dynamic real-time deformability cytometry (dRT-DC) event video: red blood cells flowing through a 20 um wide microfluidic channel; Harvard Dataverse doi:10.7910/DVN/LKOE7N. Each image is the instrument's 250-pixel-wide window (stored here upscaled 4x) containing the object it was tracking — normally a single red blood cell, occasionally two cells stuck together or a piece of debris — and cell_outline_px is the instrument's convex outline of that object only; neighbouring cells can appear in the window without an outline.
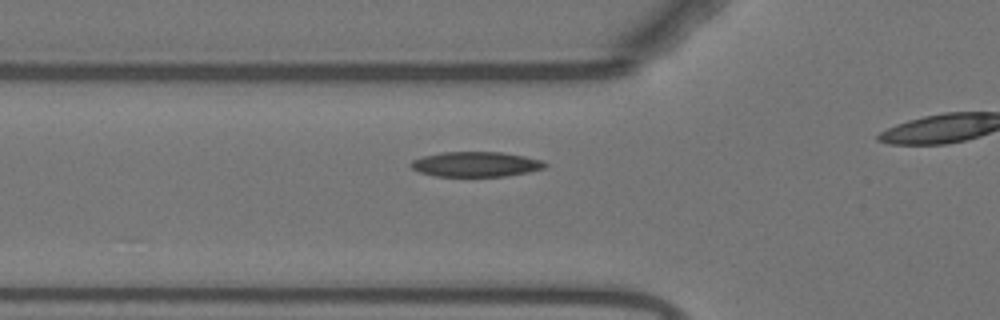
{"species": "Egyptian fruit bat (a non-hibernating species)", "species_latin": "Rousettus aegyptiacus", "temperature_condition": "warm", "stored_images_in_passage": 14, "camera_frame_rate_fps": 3000, "um_per_image_px": 0.085, "animal": {"sex": "female"}, "frame": {"image": 1, "passage_image": 2, "time_ms": 0.333, "image_size_px": [1000, 320], "cell_outline_px": [[548, 164], [544, 168], [528, 172], [504, 176], [436, 176], [420, 172], [412, 168], [408, 164], [412, 160], [424, 156], [440, 152], [500, 152], [524, 156], [544, 160]], "centroid_in_image_um": [40.45, 13.95], "position_along_channel_um": 85.4, "area_um2": 19.54}}
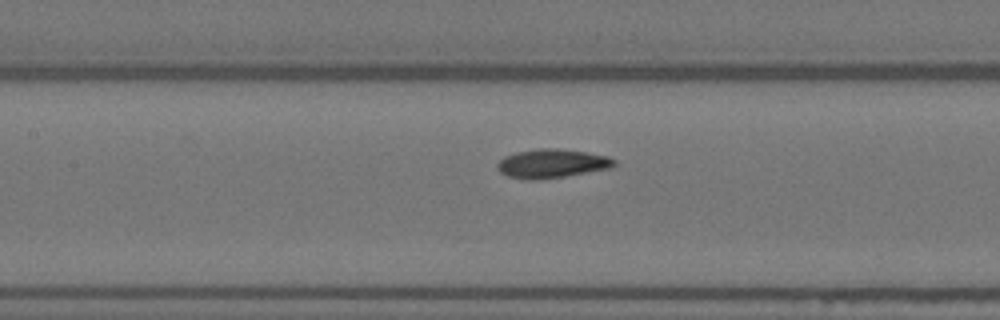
{"frame": {"image": 2, "passage_image": 8, "time_ms": 2.333, "image_size_px": [1000, 320], "cell_outline_px": [[616, 164], [612, 168], [564, 176], [536, 180], [528, 180], [508, 176], [500, 172], [496, 168], [496, 164], [504, 156], [516, 152], [540, 148], [556, 148], [584, 152], [608, 156], [616, 160]], "centroid_in_image_um": [46.89, 13.9], "position_along_channel_um": 160.5, "area_um2": 19.65}}
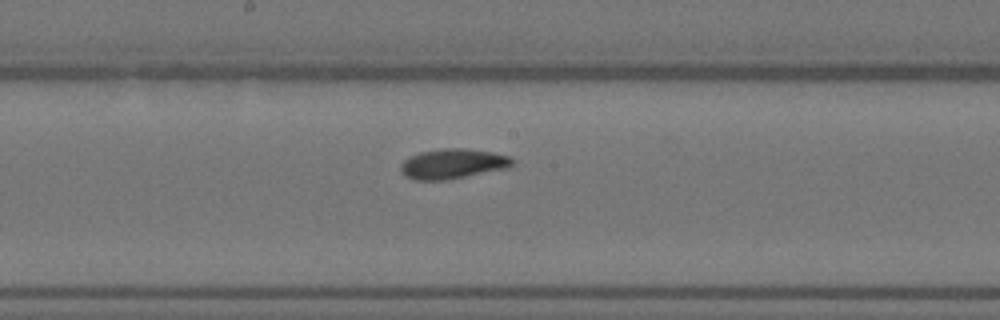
{"frame": {"image": 3, "passage_image": 12, "time_ms": 3.667, "image_size_px": [1000, 320], "cell_outline_px": [[516, 160], [508, 168], [444, 180], [416, 180], [408, 176], [400, 168], [400, 164], [408, 156], [420, 152], [444, 148], [464, 148], [492, 152], [508, 156]], "centroid_in_image_um": [38.5, 13.91], "position_along_channel_um": 209.7, "area_um2": 19.31}}